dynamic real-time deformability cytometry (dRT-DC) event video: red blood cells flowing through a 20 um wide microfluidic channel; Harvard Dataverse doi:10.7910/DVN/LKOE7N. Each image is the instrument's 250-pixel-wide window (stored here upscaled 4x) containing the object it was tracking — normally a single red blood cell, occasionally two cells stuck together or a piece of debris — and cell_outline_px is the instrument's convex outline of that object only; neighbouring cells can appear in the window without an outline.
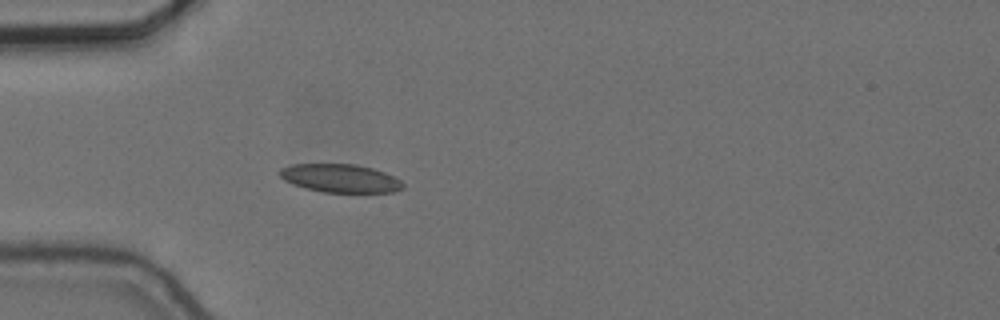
{"species": "common noctule bat (a hibernating species)", "species_latin": "Nyctalus noctula", "temperature_condition": "cold", "stored_images_in_passage": 43, "camera_frame_rate_fps": 3000, "um_per_image_px": 0.085, "animal": {"sex": "female", "body_mass_g": 24.6, "forearm_length_mm": 56.2}, "frame": {"image": 1, "passage_image": 6, "time_ms": 1.667, "image_size_px": [1000, 320], "cell_outline_px": [[404, 188], [392, 192], [324, 192], [292, 184], [284, 180], [276, 172], [280, 168], [292, 164], [356, 164], [372, 168], [384, 172], [400, 180], [404, 184]], "centroid_in_image_um": [28.89, 15.14], "position_along_channel_um": 56.1, "area_um2": 20.29}}
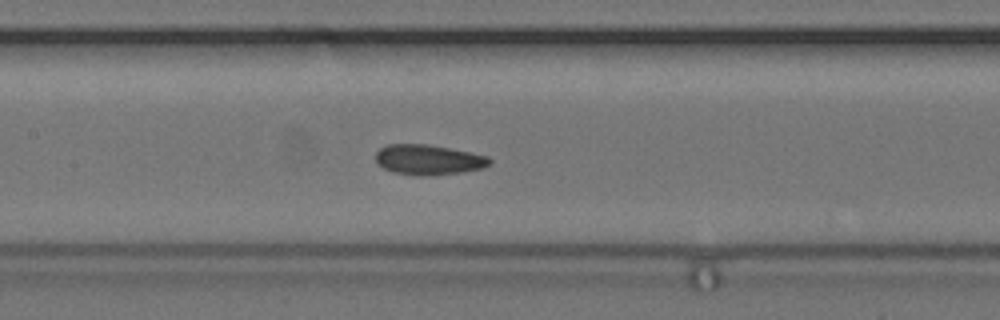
{"frame": {"image": 2, "passage_image": 16, "time_ms": 5.0, "image_size_px": [1000, 320], "cell_outline_px": [[492, 164], [484, 168], [464, 172], [420, 176], [396, 172], [384, 168], [376, 160], [376, 152], [380, 148], [388, 144], [428, 144], [488, 156], [492, 160]], "centroid_in_image_um": [36.46, 13.57], "position_along_channel_um": 170.9, "area_um2": 19.88}}
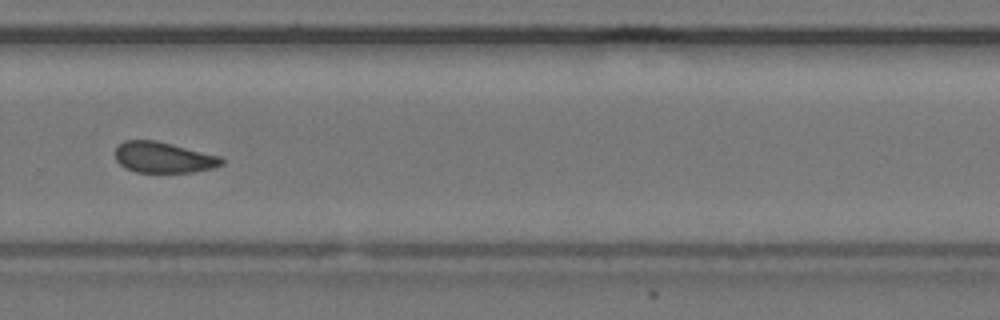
{"frame": {"image": 3, "passage_image": 28, "time_ms": 9.0, "image_size_px": [1000, 320], "cell_outline_px": [[224, 164], [212, 168], [192, 172], [136, 172], [124, 168], [116, 160], [116, 148], [124, 140], [156, 140], [220, 156], [224, 160]], "centroid_in_image_um": [13.89, 13.38], "position_along_channel_um": 315.9, "area_um2": 19.07}, "authors_computed_cell_mechanics": {"area_um2": 19.363, "velocity_mm_per_s": 3.6486, "shape_relaxation_time_tau1_ms": 9.9183, "shape_relaxation_time_tau2_ms": 2.0773, "deformation_change_tau1": 0.1143, "deformation_change_tau2": 0.0646}}